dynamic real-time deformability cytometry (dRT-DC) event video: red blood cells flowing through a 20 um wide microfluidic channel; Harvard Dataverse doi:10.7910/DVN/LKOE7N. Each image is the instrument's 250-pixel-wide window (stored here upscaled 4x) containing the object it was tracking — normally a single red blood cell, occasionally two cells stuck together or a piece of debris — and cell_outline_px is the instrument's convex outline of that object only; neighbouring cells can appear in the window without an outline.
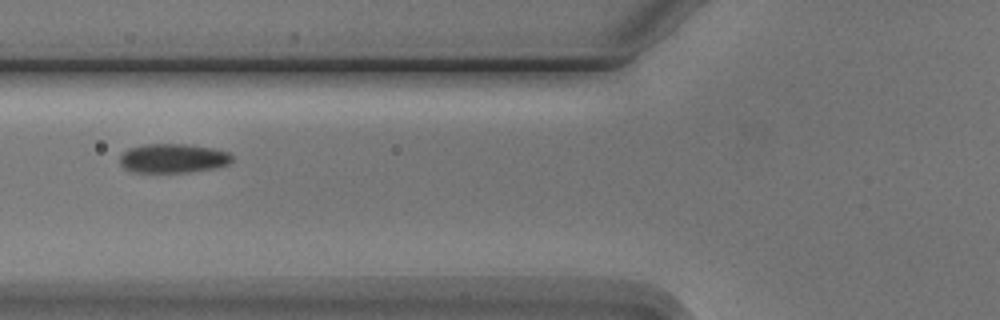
{"species": "Egyptian fruit bat (a non-hibernating species)", "species_latin": "Rousettus aegyptiacus", "temperature_condition": "cold", "stored_images_in_passage": 5, "camera_frame_rate_fps": 3000, "um_per_image_px": 0.085, "animal": {"sex": "male"}, "frame": {"image": 1, "passage_image": 5, "time_ms": 4.667, "image_size_px": [1000, 320], "cell_outline_px": [[232, 160], [228, 164], [212, 168], [188, 172], [132, 172], [124, 168], [120, 164], [120, 156], [128, 148], [144, 144], [188, 144], [212, 148], [228, 152], [232, 156]], "centroid_in_image_um": [14.68, 13.45], "position_along_channel_um": 111.1, "area_um2": 19.02}}